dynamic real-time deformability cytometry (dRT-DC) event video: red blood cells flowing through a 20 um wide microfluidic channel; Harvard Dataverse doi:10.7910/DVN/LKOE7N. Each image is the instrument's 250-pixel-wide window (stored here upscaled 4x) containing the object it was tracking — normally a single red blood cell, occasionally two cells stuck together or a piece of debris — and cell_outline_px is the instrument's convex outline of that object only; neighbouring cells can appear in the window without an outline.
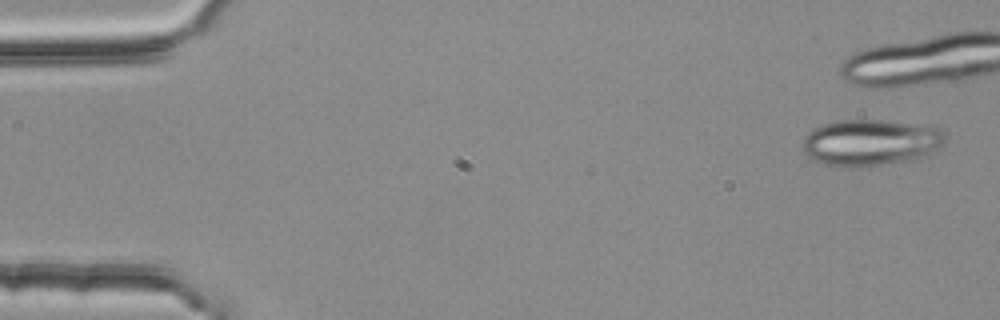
{"species": "common noctule bat (a hibernating species)", "species_latin": "Nyctalus noctula", "temperature_condition": "room temperature", "stored_images_in_passage": 8, "segment_of_instrument_passage": [1, 2], "camera_frame_rate_fps": 3000, "um_per_image_px": 0.085, "animal": {"sex": "female", "body_mass_g": 25.1}, "frame": {"image": 1, "passage_image": 1, "time_ms": 0.0, "image_size_px": [1000, 320], "cell_outline_px": [[944, 144], [940, 148], [920, 160], [860, 168], [848, 168], [824, 164], [812, 160], [800, 148], [800, 144], [804, 136], [812, 128], [836, 120], [888, 120], [936, 124], [944, 132]], "centroid_in_image_um": [74.05, 12.12], "position_along_channel_um": 11.0, "area_um2": 40.34}}